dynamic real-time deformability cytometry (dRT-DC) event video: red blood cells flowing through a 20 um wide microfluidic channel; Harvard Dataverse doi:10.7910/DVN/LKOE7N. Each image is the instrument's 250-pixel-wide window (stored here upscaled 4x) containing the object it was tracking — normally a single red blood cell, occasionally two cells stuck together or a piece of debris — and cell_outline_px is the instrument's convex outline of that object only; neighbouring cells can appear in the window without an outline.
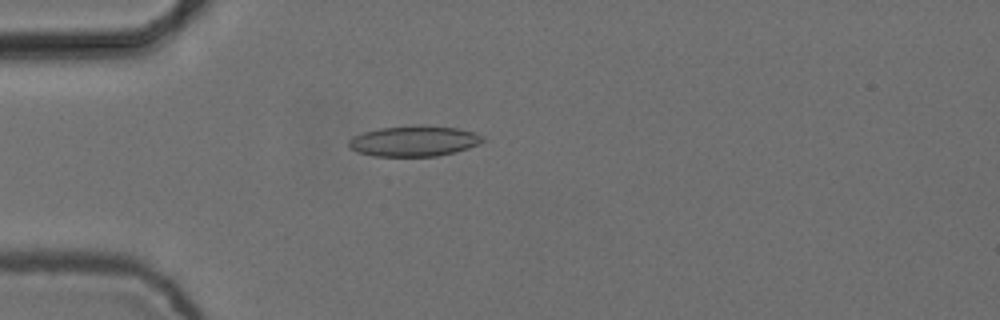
{"species": "common noctule bat (a hibernating species)", "species_latin": "Nyctalus noctula", "temperature_condition": "cold", "stored_images_in_passage": 4, "camera_frame_rate_fps": 3000, "um_per_image_px": 0.085, "animal": {"sex": "female", "body_mass_g": 24.6, "forearm_length_mm": 56.2}, "frame": {"image": 1, "passage_image": 4, "time_ms": 1.0, "image_size_px": [1000, 320], "cell_outline_px": [[484, 140], [468, 148], [436, 156], [372, 156], [356, 152], [348, 144], [348, 140], [352, 136], [364, 132], [380, 128], [456, 128], [472, 132], [484, 136]], "centroid_in_image_um": [35.12, 12.04], "position_along_channel_um": 49.9, "area_um2": 22.72}}